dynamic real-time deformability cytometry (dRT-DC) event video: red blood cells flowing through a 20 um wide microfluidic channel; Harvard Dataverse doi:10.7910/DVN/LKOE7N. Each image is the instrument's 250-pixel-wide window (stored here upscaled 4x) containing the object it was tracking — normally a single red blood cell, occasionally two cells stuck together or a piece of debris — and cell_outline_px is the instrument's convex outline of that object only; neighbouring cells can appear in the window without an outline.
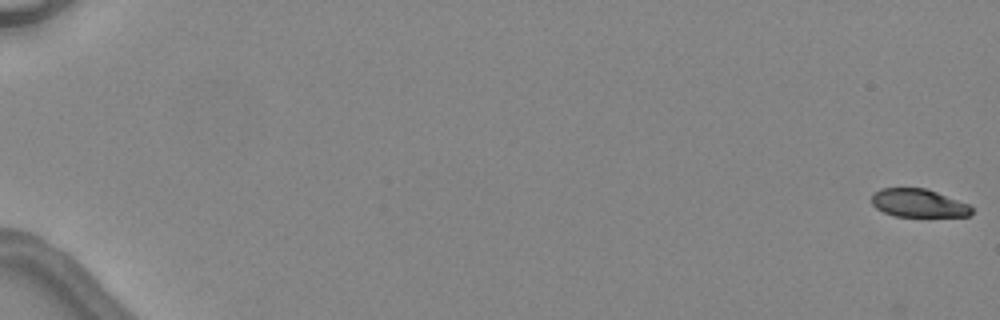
{"species": "common noctule bat (a hibernating species)", "species_latin": "Nyctalus noctula", "temperature_condition": "warm", "stored_images_in_passage": 6, "camera_frame_rate_fps": 3000, "um_per_image_px": 0.085, "animal": {"sex": "female", "body_mass_g": 24.6, "forearm_length_mm": 56.2}, "frame": {"image": 1, "passage_image": 1, "time_ms": 0.0, "image_size_px": [1000, 320], "cell_outline_px": [[972, 212], [968, 216], [896, 216], [884, 212], [876, 208], [872, 204], [872, 192], [880, 188], [924, 188], [936, 192], [968, 204], [972, 208]], "centroid_in_image_um": [78.02, 17.26], "position_along_channel_um": 7.0, "area_um2": 16.24}}
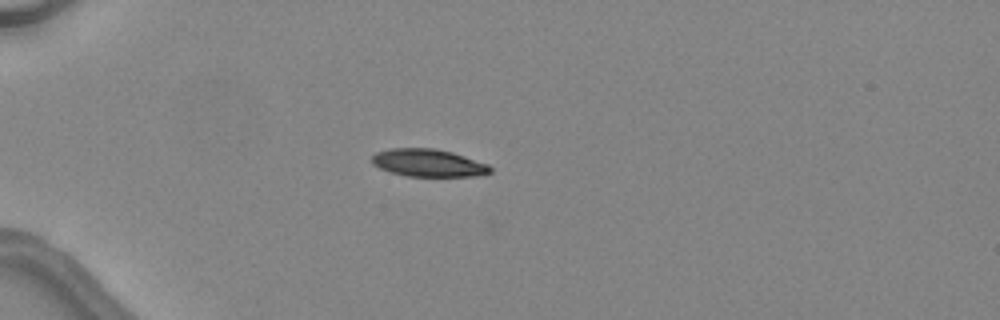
{"frame": {"image": 2, "passage_image": 5, "time_ms": 5.0, "image_size_px": [1000, 320], "cell_outline_px": [[492, 172], [472, 176], [408, 176], [392, 172], [380, 168], [372, 164], [372, 156], [376, 152], [388, 148], [432, 148], [452, 152], [488, 164], [492, 168]], "centroid_in_image_um": [36.39, 13.84], "position_along_channel_um": 48.6, "area_um2": 18.9}}